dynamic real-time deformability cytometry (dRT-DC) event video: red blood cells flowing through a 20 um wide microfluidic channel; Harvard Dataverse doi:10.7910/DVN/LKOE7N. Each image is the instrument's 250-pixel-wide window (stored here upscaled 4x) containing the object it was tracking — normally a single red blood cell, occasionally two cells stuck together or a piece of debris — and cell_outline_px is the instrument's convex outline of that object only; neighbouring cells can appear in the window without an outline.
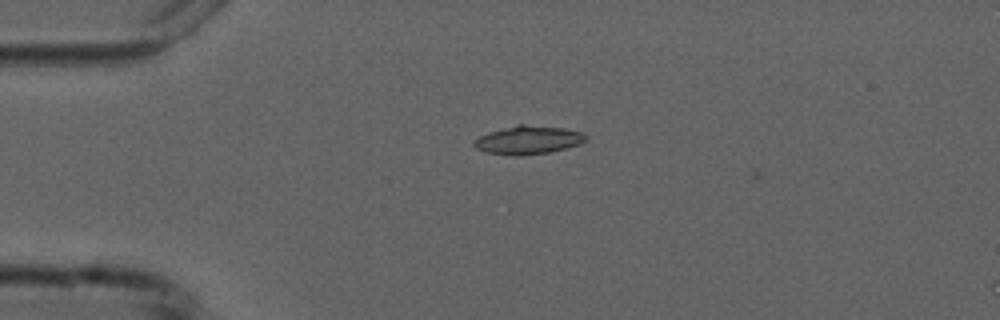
{"species": "common noctule bat (a hibernating species)", "species_latin": "Nyctalus noctula", "temperature_condition": "cold", "stored_images_in_passage": 2, "camera_frame_rate_fps": 3000, "um_per_image_px": 0.085, "animal": {"sex": "male", "forearm_length_mm": 52.5}, "frame": {"image": 1, "passage_image": 1, "time_ms": 0.0, "image_size_px": [1000, 320], "cell_outline_px": [[588, 140], [580, 144], [548, 152], [520, 156], [516, 156], [488, 152], [476, 148], [472, 144], [472, 140], [488, 132], [516, 124], [524, 124], [564, 128], [580, 132], [588, 136]], "centroid_in_image_um": [44.88, 11.89], "position_along_channel_um": 40.1, "area_um2": 18.5}}